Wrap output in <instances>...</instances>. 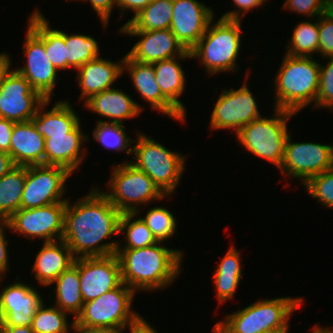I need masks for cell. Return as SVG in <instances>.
<instances>
[{"mask_svg": "<svg viewBox=\"0 0 333 333\" xmlns=\"http://www.w3.org/2000/svg\"><path fill=\"white\" fill-rule=\"evenodd\" d=\"M72 202L68 199L66 203L62 240L74 257L77 259L116 254L118 240L105 241L119 235L122 213L98 187H92L86 196Z\"/></svg>", "mask_w": 333, "mask_h": 333, "instance_id": "cell-1", "label": "cell"}, {"mask_svg": "<svg viewBox=\"0 0 333 333\" xmlns=\"http://www.w3.org/2000/svg\"><path fill=\"white\" fill-rule=\"evenodd\" d=\"M163 244L158 242L145 248L117 249L122 282L136 293L166 289L181 274L183 250Z\"/></svg>", "mask_w": 333, "mask_h": 333, "instance_id": "cell-2", "label": "cell"}, {"mask_svg": "<svg viewBox=\"0 0 333 333\" xmlns=\"http://www.w3.org/2000/svg\"><path fill=\"white\" fill-rule=\"evenodd\" d=\"M274 76V108L298 114L309 104L316 108L320 63L313 57L285 53Z\"/></svg>", "mask_w": 333, "mask_h": 333, "instance_id": "cell-3", "label": "cell"}, {"mask_svg": "<svg viewBox=\"0 0 333 333\" xmlns=\"http://www.w3.org/2000/svg\"><path fill=\"white\" fill-rule=\"evenodd\" d=\"M303 297L260 299L215 323L213 333H264L289 328L290 318L300 309Z\"/></svg>", "mask_w": 333, "mask_h": 333, "instance_id": "cell-4", "label": "cell"}, {"mask_svg": "<svg viewBox=\"0 0 333 333\" xmlns=\"http://www.w3.org/2000/svg\"><path fill=\"white\" fill-rule=\"evenodd\" d=\"M212 19L207 30L190 50L192 59H197L210 76L240 70L236 63L241 50V20ZM238 69V70H237Z\"/></svg>", "mask_w": 333, "mask_h": 333, "instance_id": "cell-5", "label": "cell"}, {"mask_svg": "<svg viewBox=\"0 0 333 333\" xmlns=\"http://www.w3.org/2000/svg\"><path fill=\"white\" fill-rule=\"evenodd\" d=\"M132 160L136 168L144 171L165 196L174 195L186 169V155L171 151L143 132H136Z\"/></svg>", "mask_w": 333, "mask_h": 333, "instance_id": "cell-6", "label": "cell"}, {"mask_svg": "<svg viewBox=\"0 0 333 333\" xmlns=\"http://www.w3.org/2000/svg\"><path fill=\"white\" fill-rule=\"evenodd\" d=\"M129 161L113 164L108 190H101L116 209L121 213H139L143 210L141 205L171 197L165 196L144 171Z\"/></svg>", "mask_w": 333, "mask_h": 333, "instance_id": "cell-7", "label": "cell"}, {"mask_svg": "<svg viewBox=\"0 0 333 333\" xmlns=\"http://www.w3.org/2000/svg\"><path fill=\"white\" fill-rule=\"evenodd\" d=\"M271 117H260L242 127L235 135L239 144L254 156L280 168L289 134L287 122L296 113L274 108Z\"/></svg>", "mask_w": 333, "mask_h": 333, "instance_id": "cell-8", "label": "cell"}, {"mask_svg": "<svg viewBox=\"0 0 333 333\" xmlns=\"http://www.w3.org/2000/svg\"><path fill=\"white\" fill-rule=\"evenodd\" d=\"M136 292L125 283L85 302L74 327L127 329L141 315L132 308Z\"/></svg>", "mask_w": 333, "mask_h": 333, "instance_id": "cell-9", "label": "cell"}, {"mask_svg": "<svg viewBox=\"0 0 333 333\" xmlns=\"http://www.w3.org/2000/svg\"><path fill=\"white\" fill-rule=\"evenodd\" d=\"M288 134L280 174L298 178L304 185L310 178L333 168V144L293 142Z\"/></svg>", "mask_w": 333, "mask_h": 333, "instance_id": "cell-10", "label": "cell"}, {"mask_svg": "<svg viewBox=\"0 0 333 333\" xmlns=\"http://www.w3.org/2000/svg\"><path fill=\"white\" fill-rule=\"evenodd\" d=\"M73 175L66 168L53 165L26 166L21 208L33 209L67 202L66 181ZM64 197V198H63Z\"/></svg>", "mask_w": 333, "mask_h": 333, "instance_id": "cell-11", "label": "cell"}, {"mask_svg": "<svg viewBox=\"0 0 333 333\" xmlns=\"http://www.w3.org/2000/svg\"><path fill=\"white\" fill-rule=\"evenodd\" d=\"M247 81L238 89H223L210 116L209 129H230L236 134L242 127L262 117Z\"/></svg>", "mask_w": 333, "mask_h": 333, "instance_id": "cell-12", "label": "cell"}, {"mask_svg": "<svg viewBox=\"0 0 333 333\" xmlns=\"http://www.w3.org/2000/svg\"><path fill=\"white\" fill-rule=\"evenodd\" d=\"M67 202H58L33 209H19L8 220L11 233L43 242L61 240L64 232V212ZM33 239V240H32Z\"/></svg>", "mask_w": 333, "mask_h": 333, "instance_id": "cell-13", "label": "cell"}, {"mask_svg": "<svg viewBox=\"0 0 333 333\" xmlns=\"http://www.w3.org/2000/svg\"><path fill=\"white\" fill-rule=\"evenodd\" d=\"M24 39L25 64L14 68L45 100H52L58 71L49 61L44 47V38L28 23Z\"/></svg>", "mask_w": 333, "mask_h": 333, "instance_id": "cell-14", "label": "cell"}, {"mask_svg": "<svg viewBox=\"0 0 333 333\" xmlns=\"http://www.w3.org/2000/svg\"><path fill=\"white\" fill-rule=\"evenodd\" d=\"M45 99L14 68L0 87V117L14 123L30 121Z\"/></svg>", "mask_w": 333, "mask_h": 333, "instance_id": "cell-15", "label": "cell"}, {"mask_svg": "<svg viewBox=\"0 0 333 333\" xmlns=\"http://www.w3.org/2000/svg\"><path fill=\"white\" fill-rule=\"evenodd\" d=\"M78 271L84 303L98 298L122 283L116 254L78 258Z\"/></svg>", "mask_w": 333, "mask_h": 333, "instance_id": "cell-16", "label": "cell"}, {"mask_svg": "<svg viewBox=\"0 0 333 333\" xmlns=\"http://www.w3.org/2000/svg\"><path fill=\"white\" fill-rule=\"evenodd\" d=\"M214 11L198 0H173L170 30L182 46L190 51L207 30Z\"/></svg>", "mask_w": 333, "mask_h": 333, "instance_id": "cell-17", "label": "cell"}, {"mask_svg": "<svg viewBox=\"0 0 333 333\" xmlns=\"http://www.w3.org/2000/svg\"><path fill=\"white\" fill-rule=\"evenodd\" d=\"M0 290L2 326H31L34 314L44 298L32 284L13 282Z\"/></svg>", "mask_w": 333, "mask_h": 333, "instance_id": "cell-18", "label": "cell"}, {"mask_svg": "<svg viewBox=\"0 0 333 333\" xmlns=\"http://www.w3.org/2000/svg\"><path fill=\"white\" fill-rule=\"evenodd\" d=\"M118 33L139 37L127 55L140 63H154L182 56L187 50L170 29L153 31H118Z\"/></svg>", "mask_w": 333, "mask_h": 333, "instance_id": "cell-19", "label": "cell"}, {"mask_svg": "<svg viewBox=\"0 0 333 333\" xmlns=\"http://www.w3.org/2000/svg\"><path fill=\"white\" fill-rule=\"evenodd\" d=\"M127 74L135 91L141 95V98L150 103V109L162 112L170 119H176L179 122L186 121V117L162 94L156 81L153 64L140 63L132 60L127 54L124 56L123 73Z\"/></svg>", "mask_w": 333, "mask_h": 333, "instance_id": "cell-20", "label": "cell"}, {"mask_svg": "<svg viewBox=\"0 0 333 333\" xmlns=\"http://www.w3.org/2000/svg\"><path fill=\"white\" fill-rule=\"evenodd\" d=\"M81 125L79 123L70 133L50 135L45 139V165L60 166L72 174L79 169L87 154L83 145L89 139Z\"/></svg>", "mask_w": 333, "mask_h": 333, "instance_id": "cell-21", "label": "cell"}, {"mask_svg": "<svg viewBox=\"0 0 333 333\" xmlns=\"http://www.w3.org/2000/svg\"><path fill=\"white\" fill-rule=\"evenodd\" d=\"M123 62L124 56L120 62L97 57L76 69L80 99L85 101L94 94L114 88V82L123 75Z\"/></svg>", "mask_w": 333, "mask_h": 333, "instance_id": "cell-22", "label": "cell"}, {"mask_svg": "<svg viewBox=\"0 0 333 333\" xmlns=\"http://www.w3.org/2000/svg\"><path fill=\"white\" fill-rule=\"evenodd\" d=\"M84 105L92 113L109 119L105 121L110 123L124 124V120L137 118L143 111L141 104L115 87L90 96Z\"/></svg>", "mask_w": 333, "mask_h": 333, "instance_id": "cell-23", "label": "cell"}, {"mask_svg": "<svg viewBox=\"0 0 333 333\" xmlns=\"http://www.w3.org/2000/svg\"><path fill=\"white\" fill-rule=\"evenodd\" d=\"M41 246L31 272L42 287H48L59 275L74 265L76 258L62 239L43 242Z\"/></svg>", "mask_w": 333, "mask_h": 333, "instance_id": "cell-24", "label": "cell"}, {"mask_svg": "<svg viewBox=\"0 0 333 333\" xmlns=\"http://www.w3.org/2000/svg\"><path fill=\"white\" fill-rule=\"evenodd\" d=\"M8 154L15 166L45 165V138L31 121L14 123Z\"/></svg>", "mask_w": 333, "mask_h": 333, "instance_id": "cell-25", "label": "cell"}, {"mask_svg": "<svg viewBox=\"0 0 333 333\" xmlns=\"http://www.w3.org/2000/svg\"><path fill=\"white\" fill-rule=\"evenodd\" d=\"M50 101L45 100L30 120L36 131L45 139L50 138V135L70 133L81 122L69 101L58 100L48 111L45 107H48Z\"/></svg>", "mask_w": 333, "mask_h": 333, "instance_id": "cell-26", "label": "cell"}, {"mask_svg": "<svg viewBox=\"0 0 333 333\" xmlns=\"http://www.w3.org/2000/svg\"><path fill=\"white\" fill-rule=\"evenodd\" d=\"M192 59L190 51H186L182 56H177L167 60L152 63L155 77L162 94L186 117V108L179 97L185 91L186 76L185 70L180 62ZM180 60V62H179Z\"/></svg>", "mask_w": 333, "mask_h": 333, "instance_id": "cell-27", "label": "cell"}, {"mask_svg": "<svg viewBox=\"0 0 333 333\" xmlns=\"http://www.w3.org/2000/svg\"><path fill=\"white\" fill-rule=\"evenodd\" d=\"M55 284V300L52 303L62 311L73 315L74 320L81 313L84 301L80 291L78 258L74 265L59 275L51 285Z\"/></svg>", "mask_w": 333, "mask_h": 333, "instance_id": "cell-28", "label": "cell"}, {"mask_svg": "<svg viewBox=\"0 0 333 333\" xmlns=\"http://www.w3.org/2000/svg\"><path fill=\"white\" fill-rule=\"evenodd\" d=\"M28 23L44 38L46 54L56 70L59 72L67 69L64 31L52 29L49 20L37 7L30 15Z\"/></svg>", "mask_w": 333, "mask_h": 333, "instance_id": "cell-29", "label": "cell"}, {"mask_svg": "<svg viewBox=\"0 0 333 333\" xmlns=\"http://www.w3.org/2000/svg\"><path fill=\"white\" fill-rule=\"evenodd\" d=\"M173 15V0H152L129 23L118 31H153L169 29Z\"/></svg>", "mask_w": 333, "mask_h": 333, "instance_id": "cell-30", "label": "cell"}, {"mask_svg": "<svg viewBox=\"0 0 333 333\" xmlns=\"http://www.w3.org/2000/svg\"><path fill=\"white\" fill-rule=\"evenodd\" d=\"M25 179L26 166H14L0 178V222H7L21 209Z\"/></svg>", "mask_w": 333, "mask_h": 333, "instance_id": "cell-31", "label": "cell"}, {"mask_svg": "<svg viewBox=\"0 0 333 333\" xmlns=\"http://www.w3.org/2000/svg\"><path fill=\"white\" fill-rule=\"evenodd\" d=\"M138 216V217H137ZM125 234V244H118L117 249H138L152 246L158 241L145 222L139 217V213H122L119 221V235Z\"/></svg>", "mask_w": 333, "mask_h": 333, "instance_id": "cell-32", "label": "cell"}, {"mask_svg": "<svg viewBox=\"0 0 333 333\" xmlns=\"http://www.w3.org/2000/svg\"><path fill=\"white\" fill-rule=\"evenodd\" d=\"M67 70L78 69L85 63L100 56L99 43L85 34H68L64 31Z\"/></svg>", "mask_w": 333, "mask_h": 333, "instance_id": "cell-33", "label": "cell"}, {"mask_svg": "<svg viewBox=\"0 0 333 333\" xmlns=\"http://www.w3.org/2000/svg\"><path fill=\"white\" fill-rule=\"evenodd\" d=\"M312 21H302L297 24L292 31L289 44L286 46V54L290 56L313 57V53H318L319 30L318 17Z\"/></svg>", "mask_w": 333, "mask_h": 333, "instance_id": "cell-34", "label": "cell"}, {"mask_svg": "<svg viewBox=\"0 0 333 333\" xmlns=\"http://www.w3.org/2000/svg\"><path fill=\"white\" fill-rule=\"evenodd\" d=\"M126 131L121 123H110L98 119L95 129H93L92 137L107 149L117 152L124 151L132 156L134 139L132 140L127 136Z\"/></svg>", "mask_w": 333, "mask_h": 333, "instance_id": "cell-35", "label": "cell"}, {"mask_svg": "<svg viewBox=\"0 0 333 333\" xmlns=\"http://www.w3.org/2000/svg\"><path fill=\"white\" fill-rule=\"evenodd\" d=\"M69 314L52 305L45 303L34 314L31 328L35 333H69L74 330V319L68 322Z\"/></svg>", "mask_w": 333, "mask_h": 333, "instance_id": "cell-36", "label": "cell"}, {"mask_svg": "<svg viewBox=\"0 0 333 333\" xmlns=\"http://www.w3.org/2000/svg\"><path fill=\"white\" fill-rule=\"evenodd\" d=\"M169 209L161 206L149 208L141 219L158 242H169L177 232V220ZM175 233V234H174Z\"/></svg>", "mask_w": 333, "mask_h": 333, "instance_id": "cell-37", "label": "cell"}, {"mask_svg": "<svg viewBox=\"0 0 333 333\" xmlns=\"http://www.w3.org/2000/svg\"><path fill=\"white\" fill-rule=\"evenodd\" d=\"M303 186L322 206L333 208V168L310 178Z\"/></svg>", "mask_w": 333, "mask_h": 333, "instance_id": "cell-38", "label": "cell"}, {"mask_svg": "<svg viewBox=\"0 0 333 333\" xmlns=\"http://www.w3.org/2000/svg\"><path fill=\"white\" fill-rule=\"evenodd\" d=\"M328 59L327 65L320 64L319 91L316 99V108L333 110V57Z\"/></svg>", "mask_w": 333, "mask_h": 333, "instance_id": "cell-39", "label": "cell"}, {"mask_svg": "<svg viewBox=\"0 0 333 333\" xmlns=\"http://www.w3.org/2000/svg\"><path fill=\"white\" fill-rule=\"evenodd\" d=\"M282 5L283 9L298 15L302 14L311 20L324 14L332 7L327 0H285Z\"/></svg>", "mask_w": 333, "mask_h": 333, "instance_id": "cell-40", "label": "cell"}, {"mask_svg": "<svg viewBox=\"0 0 333 333\" xmlns=\"http://www.w3.org/2000/svg\"><path fill=\"white\" fill-rule=\"evenodd\" d=\"M319 46L322 58L333 57V7L318 17Z\"/></svg>", "mask_w": 333, "mask_h": 333, "instance_id": "cell-41", "label": "cell"}, {"mask_svg": "<svg viewBox=\"0 0 333 333\" xmlns=\"http://www.w3.org/2000/svg\"><path fill=\"white\" fill-rule=\"evenodd\" d=\"M243 275L213 274V283L215 286L216 299L220 303L227 300H233L234 294L239 287Z\"/></svg>", "mask_w": 333, "mask_h": 333, "instance_id": "cell-42", "label": "cell"}, {"mask_svg": "<svg viewBox=\"0 0 333 333\" xmlns=\"http://www.w3.org/2000/svg\"><path fill=\"white\" fill-rule=\"evenodd\" d=\"M240 251L234 246L225 252L213 274L243 275Z\"/></svg>", "mask_w": 333, "mask_h": 333, "instance_id": "cell-43", "label": "cell"}, {"mask_svg": "<svg viewBox=\"0 0 333 333\" xmlns=\"http://www.w3.org/2000/svg\"><path fill=\"white\" fill-rule=\"evenodd\" d=\"M235 7L233 10H229L222 14L220 18L230 19V20H242L246 12L264 6L268 0H232ZM238 8V9H236Z\"/></svg>", "mask_w": 333, "mask_h": 333, "instance_id": "cell-44", "label": "cell"}, {"mask_svg": "<svg viewBox=\"0 0 333 333\" xmlns=\"http://www.w3.org/2000/svg\"><path fill=\"white\" fill-rule=\"evenodd\" d=\"M84 2H89L90 6H92L93 11L97 14L100 18V22L104 29L107 28L112 9L117 7V0H80Z\"/></svg>", "mask_w": 333, "mask_h": 333, "instance_id": "cell-45", "label": "cell"}, {"mask_svg": "<svg viewBox=\"0 0 333 333\" xmlns=\"http://www.w3.org/2000/svg\"><path fill=\"white\" fill-rule=\"evenodd\" d=\"M10 229L7 222H0V278H4L5 273L10 271L9 266V241L6 239V229Z\"/></svg>", "mask_w": 333, "mask_h": 333, "instance_id": "cell-46", "label": "cell"}, {"mask_svg": "<svg viewBox=\"0 0 333 333\" xmlns=\"http://www.w3.org/2000/svg\"><path fill=\"white\" fill-rule=\"evenodd\" d=\"M152 0H117V8L120 15H124L126 11H132L133 16L126 23H129L136 15H138Z\"/></svg>", "mask_w": 333, "mask_h": 333, "instance_id": "cell-47", "label": "cell"}, {"mask_svg": "<svg viewBox=\"0 0 333 333\" xmlns=\"http://www.w3.org/2000/svg\"><path fill=\"white\" fill-rule=\"evenodd\" d=\"M14 122L0 117V151L9 153Z\"/></svg>", "mask_w": 333, "mask_h": 333, "instance_id": "cell-48", "label": "cell"}, {"mask_svg": "<svg viewBox=\"0 0 333 333\" xmlns=\"http://www.w3.org/2000/svg\"><path fill=\"white\" fill-rule=\"evenodd\" d=\"M129 333H158L144 317L140 316L136 321L129 326Z\"/></svg>", "mask_w": 333, "mask_h": 333, "instance_id": "cell-49", "label": "cell"}, {"mask_svg": "<svg viewBox=\"0 0 333 333\" xmlns=\"http://www.w3.org/2000/svg\"><path fill=\"white\" fill-rule=\"evenodd\" d=\"M126 329L74 327L73 333H124Z\"/></svg>", "mask_w": 333, "mask_h": 333, "instance_id": "cell-50", "label": "cell"}, {"mask_svg": "<svg viewBox=\"0 0 333 333\" xmlns=\"http://www.w3.org/2000/svg\"><path fill=\"white\" fill-rule=\"evenodd\" d=\"M15 164L12 161L11 156L3 151H0V178L7 174Z\"/></svg>", "mask_w": 333, "mask_h": 333, "instance_id": "cell-51", "label": "cell"}, {"mask_svg": "<svg viewBox=\"0 0 333 333\" xmlns=\"http://www.w3.org/2000/svg\"><path fill=\"white\" fill-rule=\"evenodd\" d=\"M11 59L9 55L5 52H0V87L2 80L6 76V74L11 70Z\"/></svg>", "mask_w": 333, "mask_h": 333, "instance_id": "cell-52", "label": "cell"}, {"mask_svg": "<svg viewBox=\"0 0 333 333\" xmlns=\"http://www.w3.org/2000/svg\"><path fill=\"white\" fill-rule=\"evenodd\" d=\"M2 333H35L31 326H2Z\"/></svg>", "mask_w": 333, "mask_h": 333, "instance_id": "cell-53", "label": "cell"}, {"mask_svg": "<svg viewBox=\"0 0 333 333\" xmlns=\"http://www.w3.org/2000/svg\"><path fill=\"white\" fill-rule=\"evenodd\" d=\"M319 324H315V326H313V329L311 331V333H333V328L331 327H322Z\"/></svg>", "mask_w": 333, "mask_h": 333, "instance_id": "cell-54", "label": "cell"}, {"mask_svg": "<svg viewBox=\"0 0 333 333\" xmlns=\"http://www.w3.org/2000/svg\"><path fill=\"white\" fill-rule=\"evenodd\" d=\"M289 332V328H283V329H276V330H272V331H268V332H264V333H288Z\"/></svg>", "mask_w": 333, "mask_h": 333, "instance_id": "cell-55", "label": "cell"}, {"mask_svg": "<svg viewBox=\"0 0 333 333\" xmlns=\"http://www.w3.org/2000/svg\"><path fill=\"white\" fill-rule=\"evenodd\" d=\"M2 325H3V320L0 312V333H2Z\"/></svg>", "mask_w": 333, "mask_h": 333, "instance_id": "cell-56", "label": "cell"}, {"mask_svg": "<svg viewBox=\"0 0 333 333\" xmlns=\"http://www.w3.org/2000/svg\"><path fill=\"white\" fill-rule=\"evenodd\" d=\"M327 2L333 7V0H327Z\"/></svg>", "mask_w": 333, "mask_h": 333, "instance_id": "cell-57", "label": "cell"}]
</instances>
